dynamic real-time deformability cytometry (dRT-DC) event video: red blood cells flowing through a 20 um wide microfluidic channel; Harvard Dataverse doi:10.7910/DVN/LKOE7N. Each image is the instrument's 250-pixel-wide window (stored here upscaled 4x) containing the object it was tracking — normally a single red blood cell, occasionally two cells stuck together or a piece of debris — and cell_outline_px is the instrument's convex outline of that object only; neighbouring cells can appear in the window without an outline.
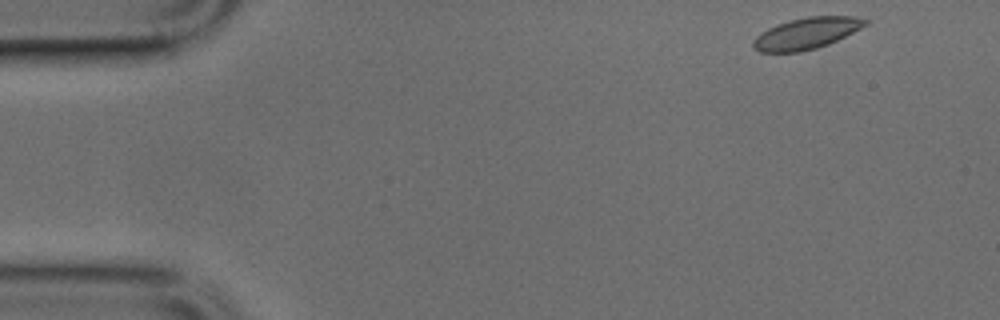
{"species": "common noctule bat (a hibernating species)", "species_latin": "Nyctalus noctula", "temperature_condition": "cold", "stored_images_in_passage": 46, "camera_frame_rate_fps": 3000, "um_per_image_px": 0.085, "animal": {"sex": "male", "body_mass_g": 17.9, "forearm_length_mm": 54.2}, "frame": {"image": 1, "passage_image": 1, "time_ms": 0.0, "image_size_px": [1000, 320], "cell_outline_px": [[872, 20], [868, 24], [828, 44], [816, 48], [800, 52], [760, 52], [752, 48], [752, 40], [760, 32], [776, 24], [808, 16], [856, 16]], "centroid_in_image_um": [68.54, 2.83], "position_along_channel_um": 16.5, "area_um2": 20.58}}
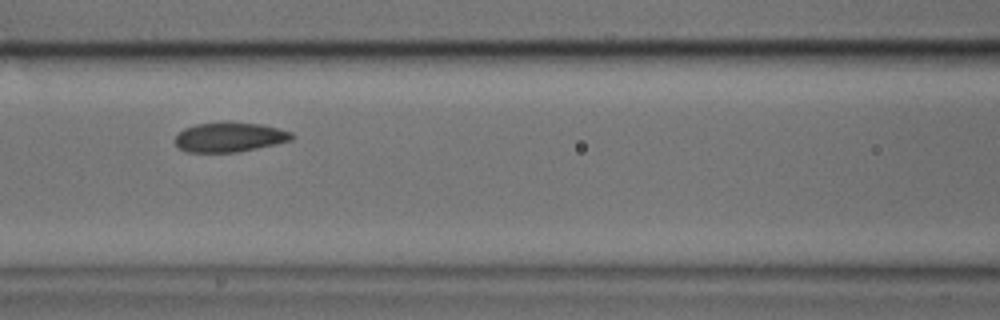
{"frame": {"image": 2, "passage_image": 18, "time_ms": 5.667, "image_size_px": [1000, 320], "cell_outline_px": [[296, 136], [292, 140], [276, 144], [236, 152], [188, 152], [180, 148], [176, 144], [176, 136], [184, 128], [196, 124], [224, 120], [228, 120], [260, 124], [280, 128], [292, 132]], "centroid_in_image_um": [19.55, 11.62], "position_along_channel_um": 147.0, "area_um2": 20.52}}
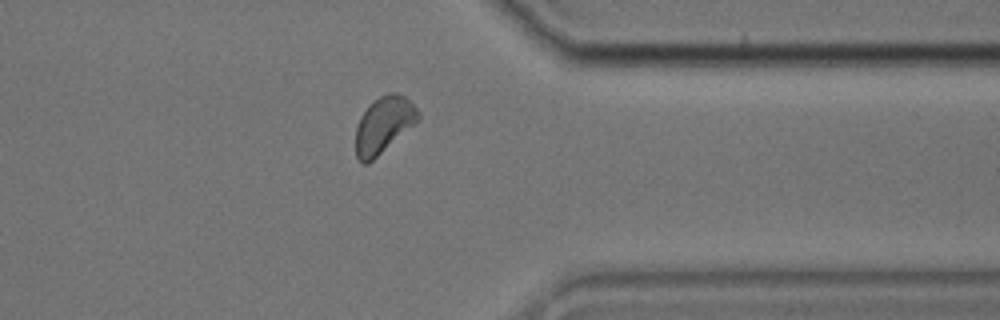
{"frame": {"image": 3, "passage_image": 36, "time_ms": 11.667, "image_size_px": [1000, 320], "cell_outline_px": [[420, 120], [368, 164], [364, 164], [356, 156], [356, 128], [360, 116], [368, 104], [372, 100], [388, 92], [396, 92], [404, 96], [420, 112]], "centroid_in_image_um": [32.61, 10.59], "position_along_channel_um": 378.8, "area_um2": 20.63}}